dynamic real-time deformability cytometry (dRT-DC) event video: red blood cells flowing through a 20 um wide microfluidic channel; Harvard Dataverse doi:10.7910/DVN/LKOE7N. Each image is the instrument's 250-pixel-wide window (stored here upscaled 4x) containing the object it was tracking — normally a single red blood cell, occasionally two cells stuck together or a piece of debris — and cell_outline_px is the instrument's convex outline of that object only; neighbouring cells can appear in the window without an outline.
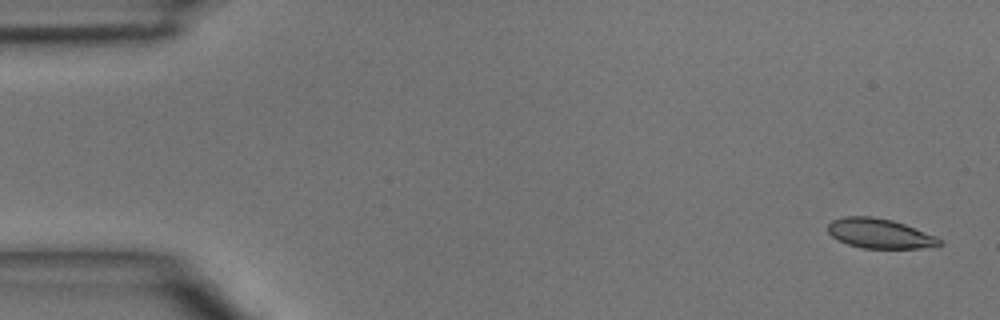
{"species": "common noctule bat (a hibernating species)", "species_latin": "Nyctalus noctula", "temperature_condition": "room temperature", "stored_images_in_passage": 4, "camera_frame_rate_fps": 3000, "um_per_image_px": 0.085, "animal": {"sex": "male", "body_mass_g": 15.6}, "frame": {"image": 1, "passage_image": 1, "time_ms": 0.0, "image_size_px": [1000, 320], "cell_outline_px": [[944, 244], [920, 248], [860, 248], [848, 244], [832, 236], [828, 232], [828, 224], [832, 220], [844, 216], [872, 216], [892, 220], [904, 224], [936, 236], [944, 240]], "centroid_in_image_um": [74.79, 19.84], "position_along_channel_um": 10.2, "area_um2": 19.31}}
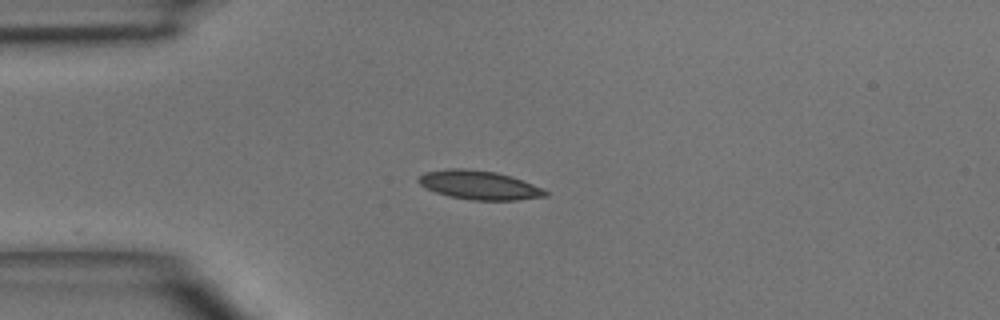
{"frame": {"image": 2, "passage_image": 4, "time_ms": 3.333, "image_size_px": [1000, 320], "cell_outline_px": [[548, 196], [516, 200], [472, 200], [448, 196], [436, 192], [420, 184], [416, 180], [424, 172], [448, 168], [464, 168], [496, 172], [544, 188], [548, 192]], "centroid_in_image_um": [40.72, 15.73], "position_along_channel_um": 44.3, "area_um2": 21.21}}